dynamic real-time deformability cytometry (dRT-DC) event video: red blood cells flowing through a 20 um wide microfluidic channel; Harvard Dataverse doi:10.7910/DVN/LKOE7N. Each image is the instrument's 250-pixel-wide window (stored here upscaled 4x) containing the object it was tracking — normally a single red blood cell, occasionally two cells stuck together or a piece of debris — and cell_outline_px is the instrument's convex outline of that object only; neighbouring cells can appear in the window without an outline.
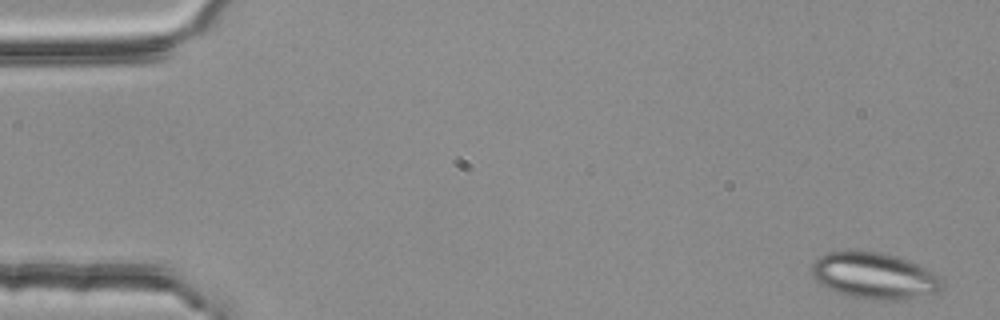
{"species": "common noctule bat (a hibernating species)", "species_latin": "Nyctalus noctula", "temperature_condition": "room temperature", "stored_images_in_passage": 6, "segment_of_instrument_passage": [1, 2], "camera_frame_rate_fps": 3000, "um_per_image_px": 0.085, "animal": {"sex": "female", "body_mass_g": 25.1}, "frame": {"image": 1, "passage_image": 1, "time_ms": 0.0, "image_size_px": [1000, 320], "cell_outline_px": [[944, 288], [936, 292], [904, 300], [872, 300], [852, 296], [836, 292], [820, 284], [816, 280], [812, 272], [812, 264], [820, 256], [828, 252], [852, 248], [880, 252], [896, 256], [908, 260], [940, 276], [944, 280]], "centroid_in_image_um": [74.32, 23.42], "position_along_channel_um": 10.7, "area_um2": 35.66}}